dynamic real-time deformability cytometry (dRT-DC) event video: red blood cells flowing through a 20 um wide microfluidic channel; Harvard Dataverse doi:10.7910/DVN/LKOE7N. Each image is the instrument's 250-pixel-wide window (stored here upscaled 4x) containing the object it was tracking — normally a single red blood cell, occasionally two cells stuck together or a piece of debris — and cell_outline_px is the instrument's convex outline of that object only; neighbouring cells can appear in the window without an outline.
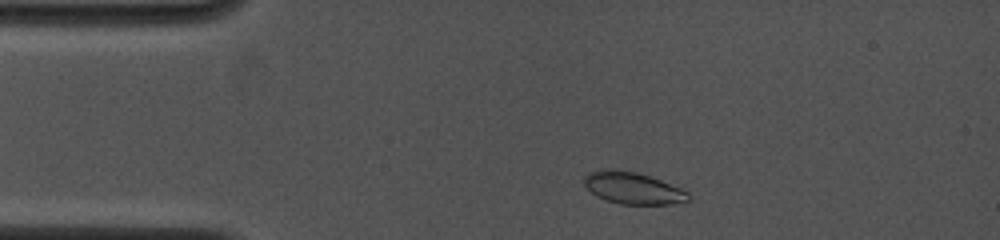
{"species": "common noctule bat (a hibernating species)", "species_latin": "Nyctalus noctula", "temperature_condition": "cold", "stored_images_in_passage": 6, "camera_frame_rate_fps": 4000, "um_per_image_px": 0.085, "animal": {"sex": "female", "body_mass_g": 19.0, "forearm_length_mm": 53.3}, "frame": {"image": 1, "passage_image": 2, "time_ms": 0.75, "image_size_px": [1000, 240], "cell_outline_px": [[688, 200], [672, 204], [620, 204], [596, 196], [584, 184], [584, 176], [588, 172], [600, 168], [612, 168], [636, 172], [660, 180], [680, 188], [688, 192]], "centroid_in_image_um": [53.73, 15.96], "position_along_channel_um": 31.3, "area_um2": 19.25}}
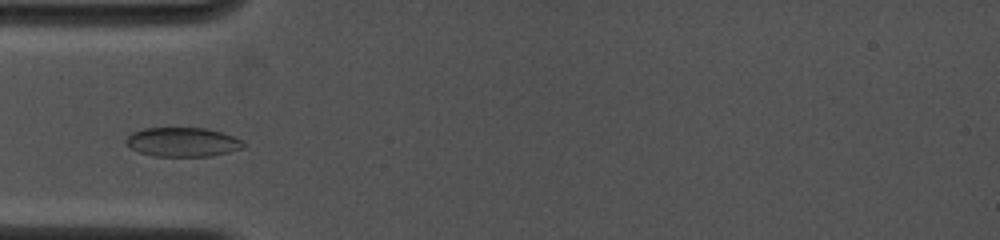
{"frame": {"image": 2, "passage_image": 5, "time_ms": 2.75, "image_size_px": [1000, 240], "cell_outline_px": [[244, 144], [240, 148], [228, 152], [208, 156], [152, 156], [140, 152], [132, 148], [124, 140], [132, 132], [144, 128], [208, 128], [232, 136], [240, 140]], "centroid_in_image_um": [15.48, 12.07], "position_along_channel_um": 69.5, "area_um2": 19.65}}
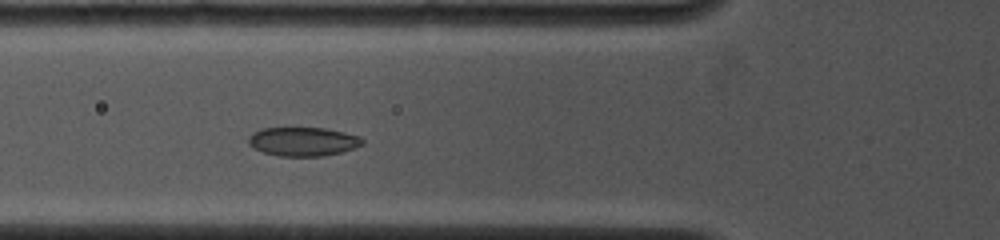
{"frame": {"image": 3, "passage_image": 6, "time_ms": 3.5, "image_size_px": [1000, 240], "cell_outline_px": [[364, 144], [340, 152], [324, 156], [280, 156], [264, 152], [248, 144], [248, 136], [252, 132], [260, 128], [324, 128], [344, 132], [360, 136], [364, 140]], "centroid_in_image_um": [25.75, 12.02], "position_along_channel_um": 100.1, "area_um2": 19.13}}